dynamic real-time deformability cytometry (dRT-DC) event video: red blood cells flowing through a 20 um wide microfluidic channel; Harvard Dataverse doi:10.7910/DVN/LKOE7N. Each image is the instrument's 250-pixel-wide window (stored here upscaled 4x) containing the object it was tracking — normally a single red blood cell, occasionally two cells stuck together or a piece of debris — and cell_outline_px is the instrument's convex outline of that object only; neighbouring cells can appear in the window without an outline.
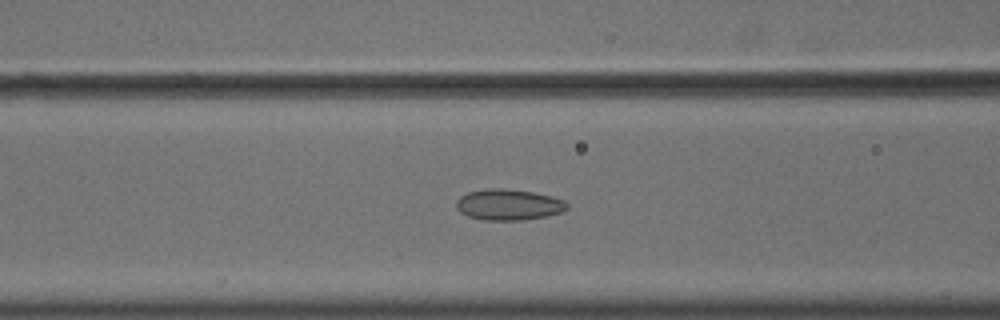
{"species": "common noctule bat (a hibernating species)", "species_latin": "Nyctalus noctula", "temperature_condition": "cold", "stored_images_in_passage": 47, "camera_frame_rate_fps": 3000, "um_per_image_px": 0.085, "animal": {"sex": "male", "body_mass_g": 18.8}, "frame": {"image": 1, "passage_image": 15, "time_ms": 4.667, "image_size_px": [1000, 320], "cell_outline_px": [[568, 208], [560, 212], [544, 216], [520, 220], [484, 220], [468, 216], [460, 212], [456, 208], [456, 200], [460, 196], [468, 192], [488, 188], [504, 188], [532, 192], [552, 196], [564, 200], [568, 204]], "centroid_in_image_um": [43.2, 17.39], "position_along_channel_um": 123.4, "area_um2": 19.94}}
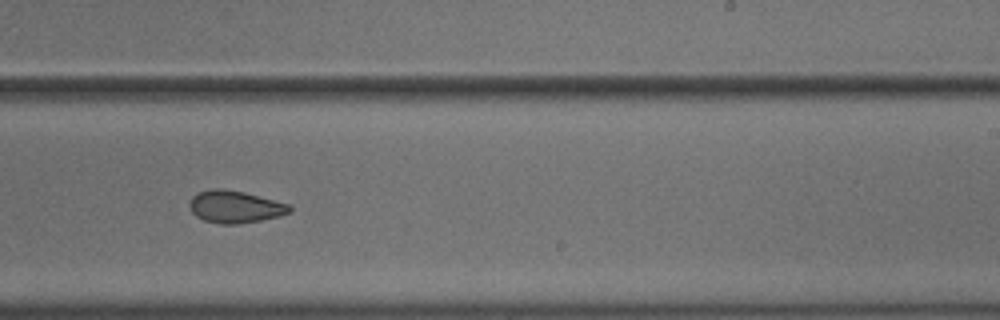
{"frame": {"image": 2, "passage_image": 27, "time_ms": 8.667, "image_size_px": [1000, 320], "cell_outline_px": [[292, 212], [280, 216], [260, 220], [236, 224], [220, 224], [204, 220], [196, 216], [192, 212], [188, 204], [192, 196], [196, 192], [212, 188], [224, 188], [244, 192], [288, 204], [292, 208]], "centroid_in_image_um": [19.94, 17.56], "position_along_channel_um": 269.1, "area_um2": 18.9}}
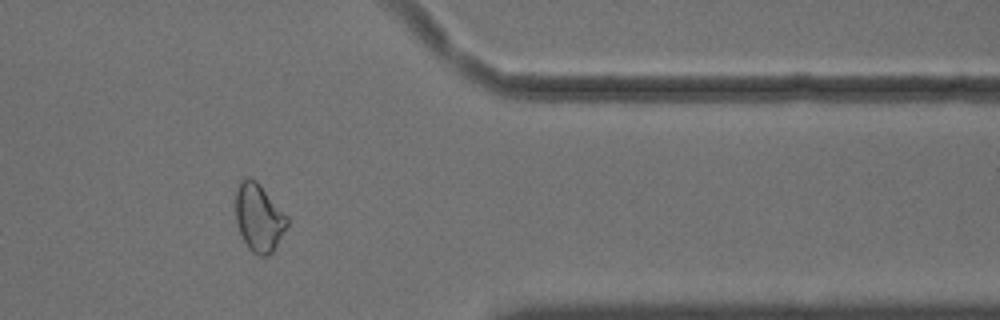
{"frame": {"image": 3, "passage_image": 38, "time_ms": 12.333, "image_size_px": [1000, 320], "cell_outline_px": [[288, 224], [272, 252], [268, 256], [256, 256], [248, 248], [240, 232], [236, 220], [236, 188], [240, 180], [244, 176], [248, 176], [256, 180], [260, 184], [288, 216]], "centroid_in_image_um": [21.99, 18.47], "position_along_channel_um": 389.4, "area_um2": 20.46}, "authors_computed_cell_mechanics": {"area_um2": 20.4612, "velocity_mm_per_s": 3.6404, "shape_relaxation_time_tau1_ms": null, "shape_relaxation_time_tau2_ms": 2.3192, "deformation_change_tau1": null, "deformation_change_tau2": 0.0698}}